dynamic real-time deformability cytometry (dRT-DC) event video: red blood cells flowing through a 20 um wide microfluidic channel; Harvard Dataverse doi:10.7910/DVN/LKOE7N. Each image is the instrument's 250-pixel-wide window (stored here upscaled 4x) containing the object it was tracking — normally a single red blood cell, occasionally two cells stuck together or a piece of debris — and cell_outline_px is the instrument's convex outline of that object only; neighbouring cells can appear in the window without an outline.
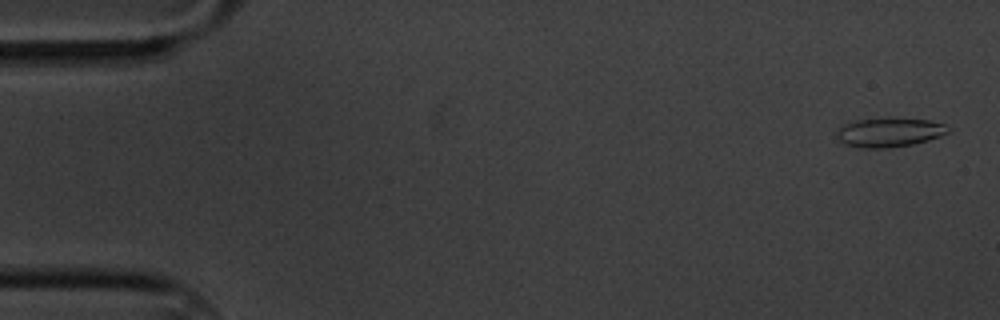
{"species": "common noctule bat (a hibernating species)", "species_latin": "Nyctalus noctula", "temperature_condition": "cold", "stored_images_in_passage": 59, "camera_frame_rate_fps": 3000, "um_per_image_px": 0.085, "animal": {"sex": "male", "body_mass_g": 20.1, "forearm_length_mm": 53.5}, "frame": {"image": 1, "passage_image": 1, "time_ms": 0.0, "image_size_px": [1000, 320], "cell_outline_px": [[952, 128], [948, 132], [940, 136], [928, 140], [912, 144], [888, 148], [860, 148], [844, 144], [836, 140], [836, 132], [840, 124], [856, 120], [888, 116], [928, 120], [948, 124]], "centroid_in_image_um": [75.56, 11.22], "position_along_channel_um": 9.4, "area_um2": 19.77}}
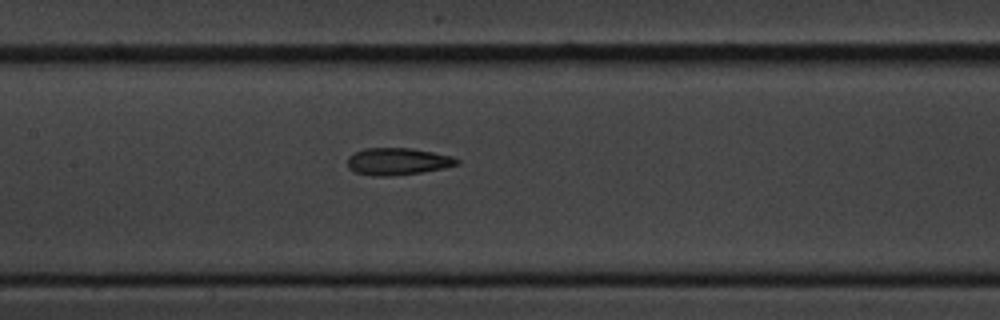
{"frame": {"image": 2, "passage_image": 27, "time_ms": 8.667, "image_size_px": [1000, 320], "cell_outline_px": [[460, 164], [444, 168], [420, 172], [392, 176], [376, 176], [356, 172], [348, 168], [348, 156], [364, 148], [412, 148], [452, 156], [460, 160]], "centroid_in_image_um": [33.82, 13.72], "position_along_channel_um": 173.6, "area_um2": 17.22}}
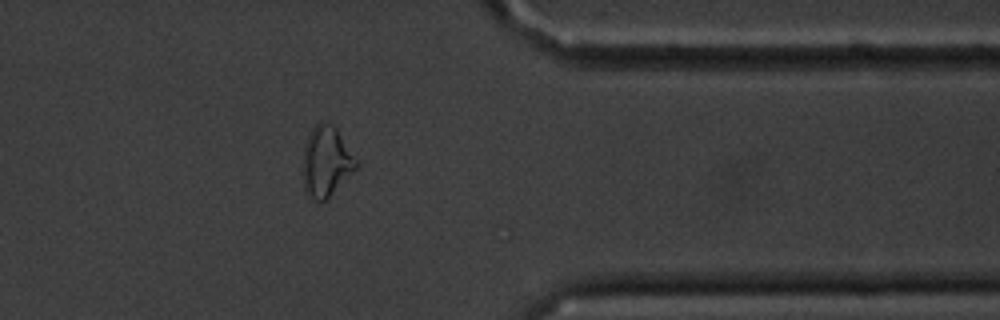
{"frame": {"image": 3, "passage_image": 47, "time_ms": 15.333, "image_size_px": [1000, 320], "cell_outline_px": [[360, 164], [324, 200], [316, 204], [308, 200], [304, 188], [304, 144], [312, 128], [320, 120], [324, 120], [332, 124], [336, 128]], "centroid_in_image_um": [27.71, 13.73], "position_along_channel_um": 383.7, "area_um2": 21.79}, "authors_computed_cell_mechanics": {"area_um2": 18.0336, "velocity_mm_per_s": 3.3443, "shape_relaxation_time_tau1_ms": null, "shape_relaxation_time_tau2_ms": 2.7601, "deformation_change_tau1": null, "deformation_change_tau2": 0.0953}}